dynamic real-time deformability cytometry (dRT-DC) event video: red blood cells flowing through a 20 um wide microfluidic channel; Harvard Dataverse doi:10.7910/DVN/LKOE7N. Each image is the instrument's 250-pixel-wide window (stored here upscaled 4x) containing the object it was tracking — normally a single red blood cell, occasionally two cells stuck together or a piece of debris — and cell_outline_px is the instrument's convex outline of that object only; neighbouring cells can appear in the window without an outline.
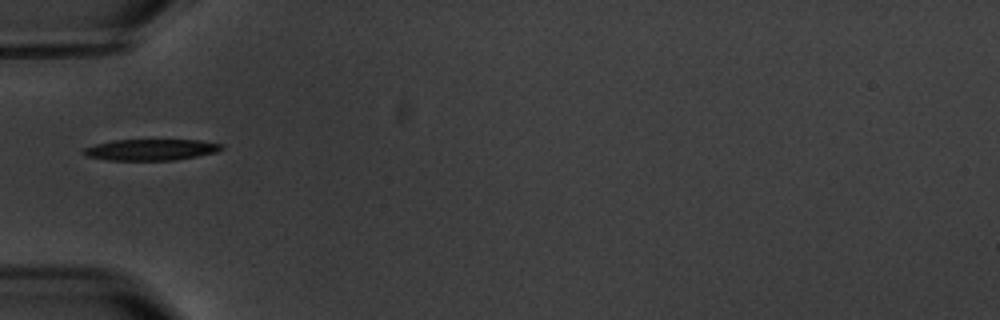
{"species": "common noctule bat (a hibernating species)", "species_latin": "Nyctalus noctula", "temperature_condition": "warm", "stored_images_in_passage": 8, "camera_frame_rate_fps": 3000, "um_per_image_px": 0.085, "animal": {"sex": "male", "body_mass_g": 20.1, "forearm_length_mm": 53.5}, "frame": {"image": 1, "passage_image": 4, "time_ms": 3.667, "image_size_px": [1000, 320], "cell_outline_px": [[224, 148], [216, 152], [196, 156], [172, 160], [108, 160], [88, 156], [80, 152], [84, 148], [96, 144], [112, 140], [200, 140], [224, 144]], "centroid_in_image_um": [12.83, 12.72], "position_along_channel_um": 72.2, "area_um2": 16.99}}
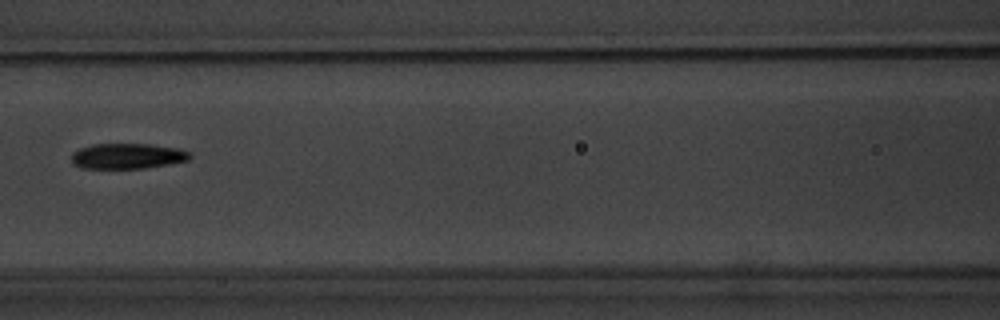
{"frame": {"image": 2, "passage_image": 6, "time_ms": 6.0, "image_size_px": [1000, 320], "cell_outline_px": [[192, 156], [188, 160], [168, 164], [144, 168], [80, 168], [72, 164], [72, 152], [80, 148], [92, 144], [152, 144], [180, 148], [192, 152]], "centroid_in_image_um": [10.85, 13.26], "position_along_channel_um": 155.7, "area_um2": 17.74}}
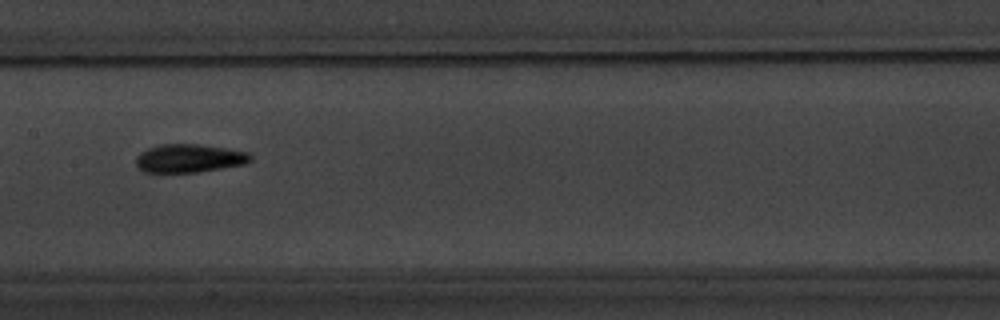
{"frame": {"image": 3, "passage_image": 7, "time_ms": 7.0, "image_size_px": [1000, 320], "cell_outline_px": [[252, 160], [244, 164], [196, 172], [144, 172], [136, 168], [136, 156], [140, 152], [148, 148], [160, 144], [196, 144], [224, 148], [248, 152], [252, 156]], "centroid_in_image_um": [16.04, 13.45], "position_along_channel_um": 191.4, "area_um2": 18.84}}